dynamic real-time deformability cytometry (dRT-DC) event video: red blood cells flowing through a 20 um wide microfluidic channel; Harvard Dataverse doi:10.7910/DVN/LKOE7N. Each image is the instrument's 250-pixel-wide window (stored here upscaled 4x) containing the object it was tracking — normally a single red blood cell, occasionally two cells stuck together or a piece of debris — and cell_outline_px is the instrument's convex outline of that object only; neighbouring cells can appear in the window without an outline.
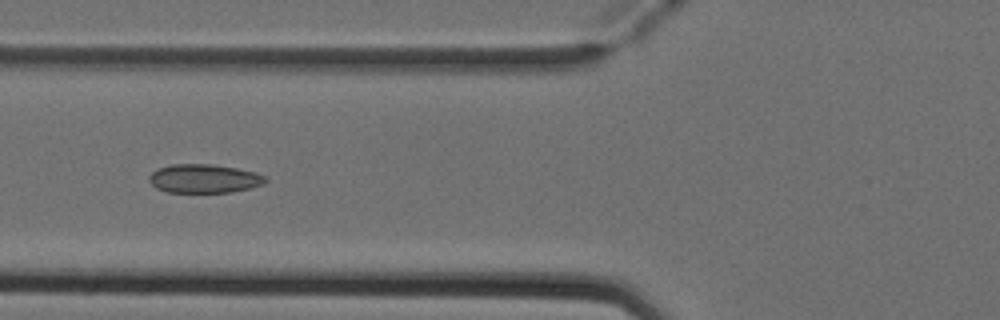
{"species": "Egyptian fruit bat (a non-hibernating species)", "species_latin": "Rousettus aegyptiacus", "temperature_condition": "cold", "stored_images_in_passage": 7, "camera_frame_rate_fps": 3000, "um_per_image_px": 0.085, "animal": {"sex": "female"}, "frame": {"image": 1, "passage_image": 7, "time_ms": 2.0, "image_size_px": [1000, 320], "cell_outline_px": [[268, 180], [264, 184], [232, 192], [168, 192], [156, 188], [148, 180], [148, 176], [152, 172], [160, 168], [172, 164], [212, 164], [236, 168], [256, 172], [268, 176]], "centroid_in_image_um": [17.38, 15.18], "position_along_channel_um": 108.4, "area_um2": 19.54}}